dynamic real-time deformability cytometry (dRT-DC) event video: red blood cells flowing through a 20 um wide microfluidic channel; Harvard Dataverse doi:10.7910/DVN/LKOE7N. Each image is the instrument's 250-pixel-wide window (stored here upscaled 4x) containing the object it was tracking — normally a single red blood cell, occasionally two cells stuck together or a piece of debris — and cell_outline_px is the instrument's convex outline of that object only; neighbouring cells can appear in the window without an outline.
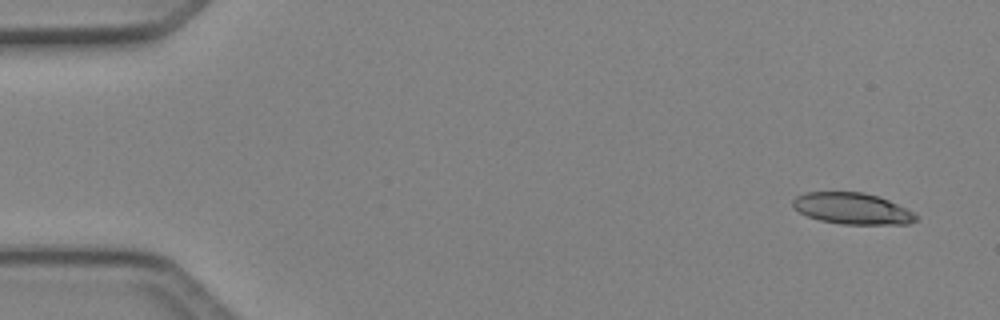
{"species": "Egyptian fruit bat (a non-hibernating species)", "species_latin": "Rousettus aegyptiacus", "temperature_condition": "cold", "stored_images_in_passage": 6, "camera_frame_rate_fps": 3000, "um_per_image_px": 0.085, "animal": {"sex": "female"}, "frame": {"image": 1, "passage_image": 1, "time_ms": 0.0, "image_size_px": [1000, 320], "cell_outline_px": [[920, 216], [916, 220], [908, 224], [840, 224], [820, 220], [808, 216], [792, 208], [792, 200], [796, 196], [804, 192], [864, 192], [880, 196]], "centroid_in_image_um": [72.41, 17.72], "position_along_channel_um": 12.6, "area_um2": 22.54}}
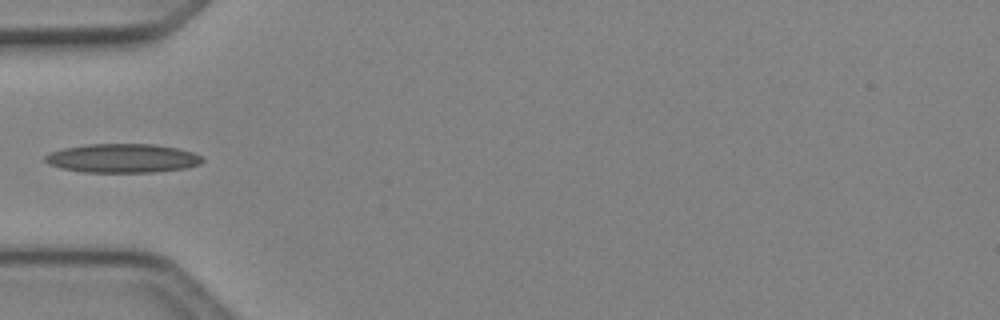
{"frame": {"image": 2, "passage_image": 5, "time_ms": 1.333, "image_size_px": [1000, 320], "cell_outline_px": [[204, 160], [200, 164], [184, 168], [156, 172], [84, 172], [60, 168], [48, 164], [44, 160], [44, 156], [52, 152], [64, 148], [88, 144], [156, 144], [176, 148], [192, 152], [200, 156]], "centroid_in_image_um": [10.4, 13.45], "position_along_channel_um": 74.6, "area_um2": 26.41}}
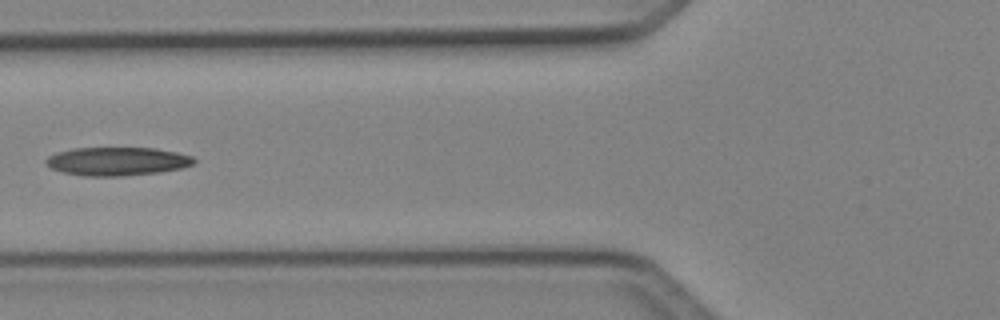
{"frame": {"image": 3, "passage_image": 6, "time_ms": 1.667, "image_size_px": [1000, 320], "cell_outline_px": [[196, 160], [192, 164], [180, 168], [160, 172], [120, 176], [88, 176], [64, 172], [52, 168], [44, 160], [48, 156], [56, 152], [72, 148], [156, 148], [176, 152], [192, 156]], "centroid_in_image_um": [9.96, 13.7], "position_along_channel_um": 115.8, "area_um2": 24.33}}